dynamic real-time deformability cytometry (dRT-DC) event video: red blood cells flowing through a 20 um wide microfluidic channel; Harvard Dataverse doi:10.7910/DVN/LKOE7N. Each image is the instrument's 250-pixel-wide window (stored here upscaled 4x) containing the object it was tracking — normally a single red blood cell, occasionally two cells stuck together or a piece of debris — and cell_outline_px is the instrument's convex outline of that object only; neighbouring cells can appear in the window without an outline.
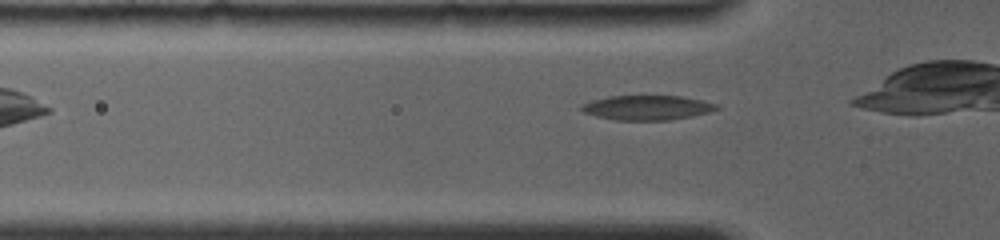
{"species": "common noctule bat (a hibernating species)", "species_latin": "Nyctalus noctula", "temperature_condition": "room temperature", "stored_images_in_passage": 35, "camera_frame_rate_fps": 4000, "um_per_image_px": 0.085, "animal": {"sex": "female", "body_mass_g": 19.0, "forearm_length_mm": 56.7}, "frame": {"image": 1, "passage_image": 4, "time_ms": 0.5, "image_size_px": [1000, 240], "cell_outline_px": [[720, 108], [708, 112], [692, 116], [668, 120], [616, 120], [596, 116], [584, 112], [580, 108], [584, 104], [592, 100], [608, 96], [680, 96], [700, 100], [716, 104]], "centroid_in_image_um": [54.99, 9.15], "position_along_channel_um": 70.8, "area_um2": 19.13}}
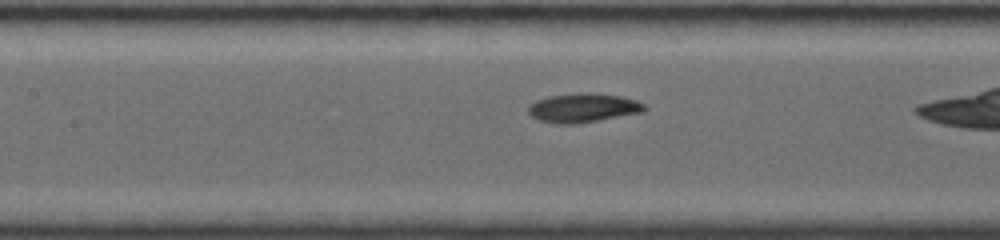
{"frame": {"image": 2, "passage_image": 19, "time_ms": 2.75, "image_size_px": [1000, 240], "cell_outline_px": [[644, 108], [640, 112], [596, 120], [572, 124], [560, 124], [540, 120], [532, 116], [528, 112], [528, 108], [536, 100], [548, 96], [576, 92], [600, 92], [620, 96], [636, 100], [644, 104]], "centroid_in_image_um": [49.52, 9.13], "position_along_channel_um": 157.9, "area_um2": 19.42}}
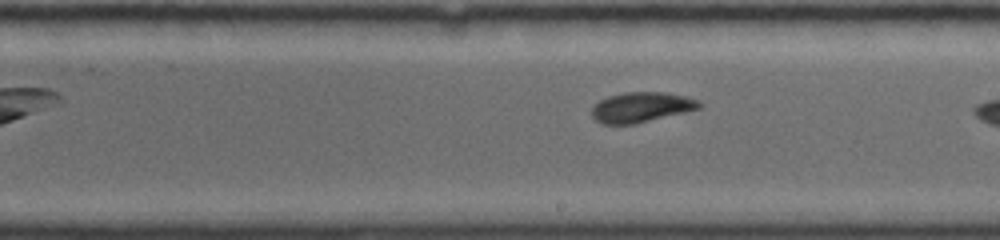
{"frame": {"image": 3, "passage_image": 29, "time_ms": 4.75, "image_size_px": [1000, 240], "cell_outline_px": [[704, 104], [700, 108], [684, 112], [632, 124], [604, 124], [596, 120], [592, 116], [592, 108], [600, 100], [608, 96], [624, 92], [664, 92], [688, 96], [700, 100]], "centroid_in_image_um": [54.55, 9.09], "position_along_channel_um": 234.5, "area_um2": 18.79}}